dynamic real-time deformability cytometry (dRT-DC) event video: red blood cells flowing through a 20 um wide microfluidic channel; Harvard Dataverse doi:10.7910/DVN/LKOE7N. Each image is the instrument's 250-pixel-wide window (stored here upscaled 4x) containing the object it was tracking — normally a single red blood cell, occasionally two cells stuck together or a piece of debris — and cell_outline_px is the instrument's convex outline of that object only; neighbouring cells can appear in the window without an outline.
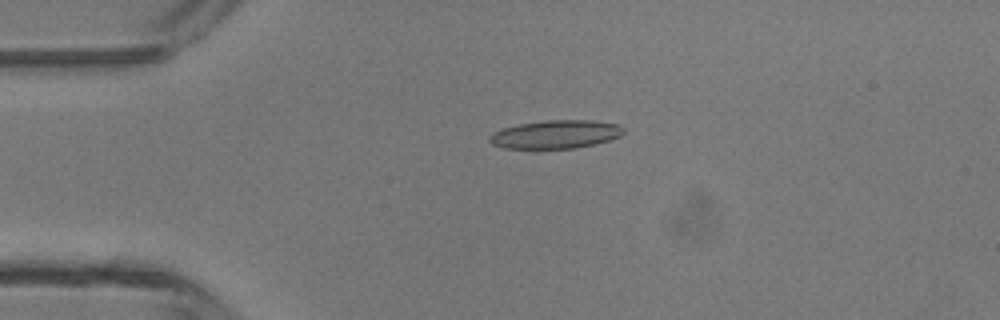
{"species": "common noctule bat (a hibernating species)", "species_latin": "Nyctalus noctula", "temperature_condition": "room temperature", "stored_images_in_passage": 28, "camera_frame_rate_fps": 3000, "um_per_image_px": 0.085, "animal": {"sex": "male", "body_mass_g": 13.3}, "frame": {"image": 1, "passage_image": 1, "time_ms": 0.0, "image_size_px": [1000, 320], "cell_outline_px": [[624, 132], [620, 136], [612, 140], [576, 148], [540, 152], [536, 152], [504, 148], [492, 144], [488, 140], [488, 136], [492, 132], [504, 128], [520, 124], [544, 120], [592, 120], [616, 124], [624, 128]], "centroid_in_image_um": [47.16, 11.48], "position_along_channel_um": 37.8, "area_um2": 23.24}}
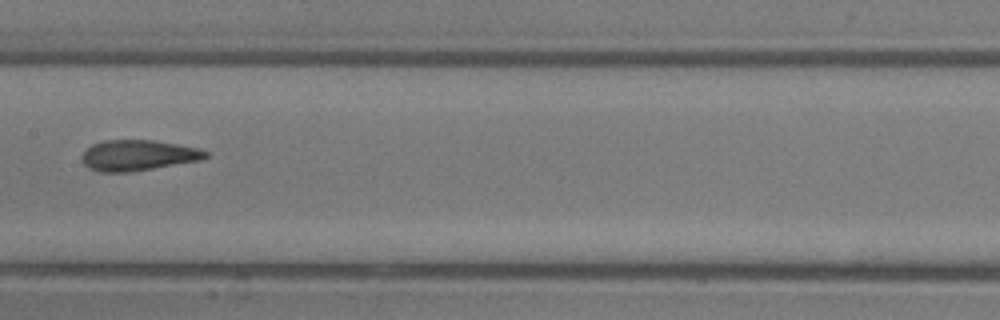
{"frame": {"image": 2, "passage_image": 14, "time_ms": 4.333, "image_size_px": [1000, 320], "cell_outline_px": [[208, 156], [200, 160], [128, 172], [100, 172], [88, 168], [84, 164], [80, 156], [92, 144], [104, 140], [152, 140], [200, 148], [208, 152]], "centroid_in_image_um": [11.7, 13.2], "position_along_channel_um": 195.7, "area_um2": 21.96}}
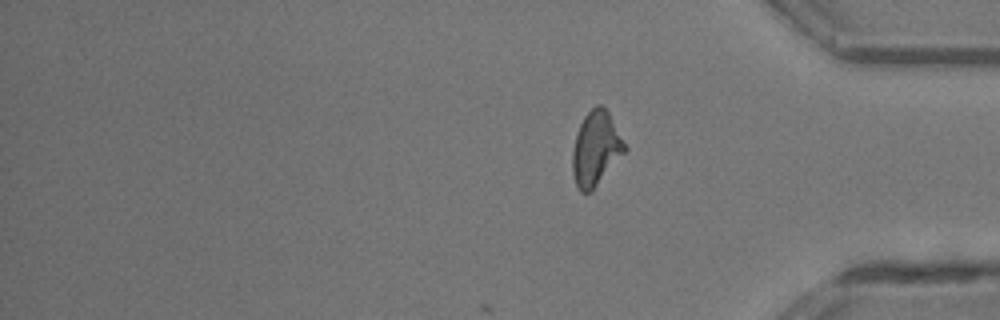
{"frame": {"image": 3, "passage_image": 28, "time_ms": 9.0, "image_size_px": [1000, 320], "cell_outline_px": [[628, 148], [592, 192], [580, 192], [576, 184], [572, 172], [572, 152], [576, 136], [580, 124], [584, 116], [596, 104], [600, 104], [608, 112]], "centroid_in_image_um": [50.64, 12.65], "position_along_channel_um": 384.6, "area_um2": 22.48}, "authors_computed_cell_mechanics": {"area_um2": 22.0796, "velocity_mm_per_s": 4.3622, "shape_relaxation_time_tau1_ms": 7.1178, "shape_relaxation_time_tau2_ms": 2.2286, "deformation_change_tau1": 0.2038, "deformation_change_tau2": 0.1121}}